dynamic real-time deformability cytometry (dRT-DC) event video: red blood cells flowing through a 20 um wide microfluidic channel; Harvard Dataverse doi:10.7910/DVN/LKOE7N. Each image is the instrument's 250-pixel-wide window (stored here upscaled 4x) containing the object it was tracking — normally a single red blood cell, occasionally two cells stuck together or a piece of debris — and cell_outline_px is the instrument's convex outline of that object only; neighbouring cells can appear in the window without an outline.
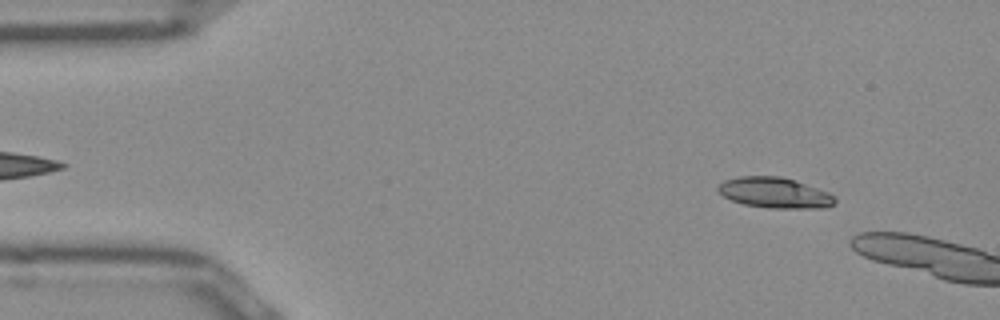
{"species": "Egyptian fruit bat (a non-hibernating species)", "species_latin": "Rousettus aegyptiacus", "temperature_condition": "room temperature", "stored_images_in_passage": 8, "camera_frame_rate_fps": 3000, "um_per_image_px": 0.085, "frame": {"image": 1, "passage_image": 5, "time_ms": 1.333, "image_size_px": [1000, 320], "cell_outline_px": [[836, 200], [832, 204], [824, 208], [768, 208], [744, 204], [732, 200], [724, 196], [716, 188], [724, 180], [740, 176], [780, 176], [828, 192]], "centroid_in_image_um": [65.81, 16.39], "position_along_channel_um": 19.2, "area_um2": 20.46}}